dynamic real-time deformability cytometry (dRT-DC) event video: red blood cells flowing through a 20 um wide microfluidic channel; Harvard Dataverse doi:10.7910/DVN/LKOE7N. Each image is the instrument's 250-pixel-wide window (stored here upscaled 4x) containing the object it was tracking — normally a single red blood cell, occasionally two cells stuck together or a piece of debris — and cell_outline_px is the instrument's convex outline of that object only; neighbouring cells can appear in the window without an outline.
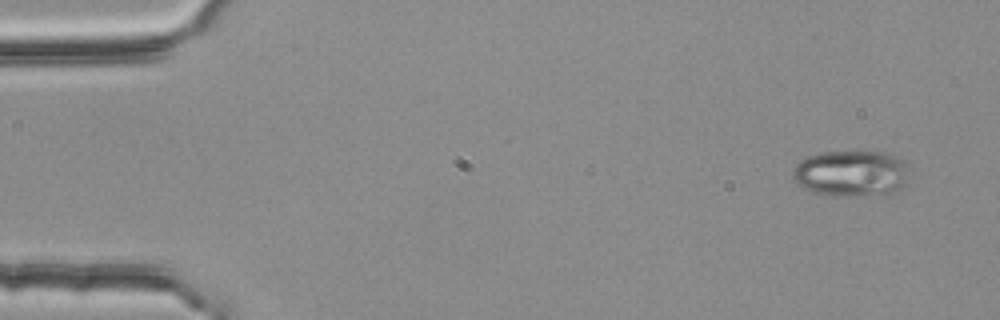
{"species": "common noctule bat (a hibernating species)", "species_latin": "Nyctalus noctula", "temperature_condition": "room temperature", "stored_images_in_passage": 4, "camera_frame_rate_fps": 3000, "um_per_image_px": 0.085, "animal": {"sex": "female", "body_mass_g": 25.1}, "frame": {"image": 1, "passage_image": 1, "time_ms": 0.0, "image_size_px": [1000, 320], "cell_outline_px": [[908, 184], [896, 192], [840, 196], [828, 196], [812, 192], [796, 184], [792, 176], [792, 168], [804, 156], [820, 152], [856, 148], [884, 152], [896, 156], [904, 160]], "centroid_in_image_um": [72.3, 14.68], "position_along_channel_um": 12.7, "area_um2": 32.48}}